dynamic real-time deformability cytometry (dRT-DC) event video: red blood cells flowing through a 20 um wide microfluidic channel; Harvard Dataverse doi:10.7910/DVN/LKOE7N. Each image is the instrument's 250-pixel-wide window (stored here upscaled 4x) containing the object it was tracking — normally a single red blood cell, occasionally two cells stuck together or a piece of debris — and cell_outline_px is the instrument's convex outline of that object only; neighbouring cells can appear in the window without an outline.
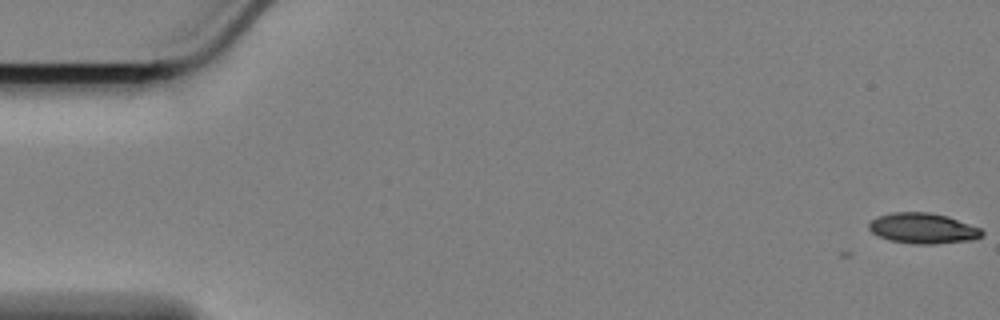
{"species": "Egyptian fruit bat (a non-hibernating species)", "species_latin": "Rousettus aegyptiacus", "temperature_condition": "cold", "stored_images_in_passage": 2, "camera_frame_rate_fps": 3000, "um_per_image_px": 0.085, "animal": {"sex": "female"}, "frame": {"image": 1, "passage_image": 2, "time_ms": 0.333, "image_size_px": [1000, 320], "cell_outline_px": [[984, 236], [972, 240], [936, 244], [912, 244], [888, 240], [872, 232], [868, 228], [868, 224], [872, 220], [880, 216], [892, 212], [928, 212], [948, 216], [980, 228], [984, 232]], "centroid_in_image_um": [78.47, 19.41], "position_along_channel_um": 6.5, "area_um2": 20.17}}